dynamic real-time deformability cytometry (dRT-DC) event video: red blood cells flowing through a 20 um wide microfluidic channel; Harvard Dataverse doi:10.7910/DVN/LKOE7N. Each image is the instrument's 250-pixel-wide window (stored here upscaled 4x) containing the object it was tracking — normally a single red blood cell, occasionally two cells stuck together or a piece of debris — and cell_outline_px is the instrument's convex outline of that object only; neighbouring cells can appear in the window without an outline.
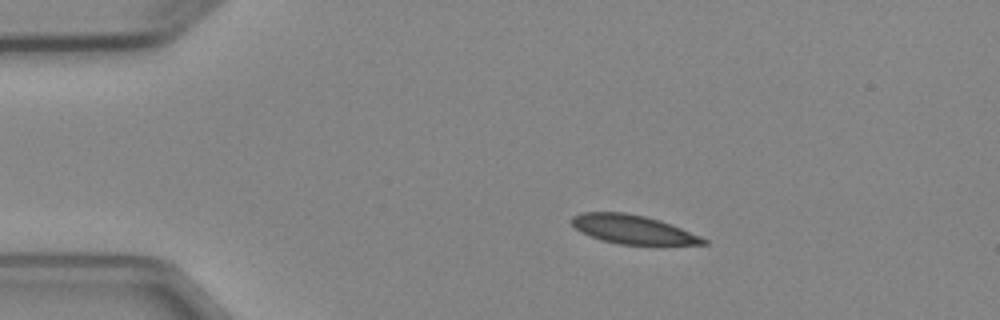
{"species": "Egyptian fruit bat (a non-hibernating species)", "species_latin": "Rousettus aegyptiacus", "temperature_condition": "cold", "stored_images_in_passage": 3, "camera_frame_rate_fps": 3000, "um_per_image_px": 0.085, "animal": {"sex": "female"}, "frame": {"image": 1, "passage_image": 1, "time_ms": 0.0, "image_size_px": [1000, 320], "cell_outline_px": [[708, 244], [620, 244], [600, 240], [580, 232], [572, 224], [572, 216], [580, 212], [624, 212], [644, 216], [660, 220], [672, 224], [700, 236], [708, 240]], "centroid_in_image_um": [53.76, 19.49], "position_along_channel_um": 31.2, "area_um2": 21.96}}
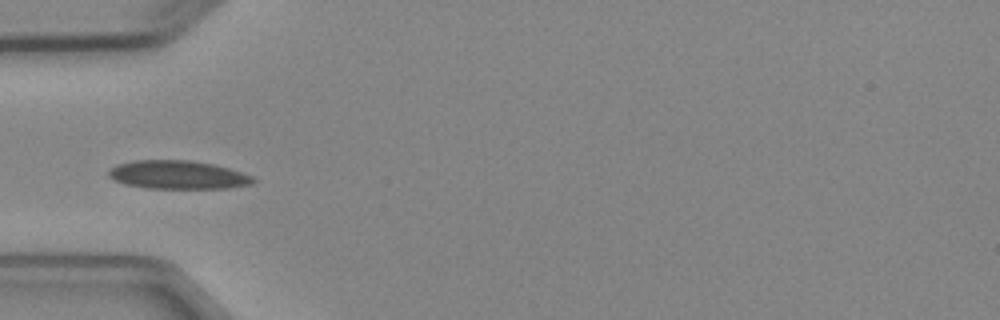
{"frame": {"image": 2, "passage_image": 3, "time_ms": 2.333, "image_size_px": [1000, 320], "cell_outline_px": [[256, 180], [252, 184], [228, 188], [144, 188], [124, 184], [112, 180], [108, 176], [108, 172], [116, 164], [132, 160], [192, 160], [212, 164], [228, 168], [252, 176]], "centroid_in_image_um": [15.07, 14.86], "position_along_channel_um": 69.9, "area_um2": 24.04}}